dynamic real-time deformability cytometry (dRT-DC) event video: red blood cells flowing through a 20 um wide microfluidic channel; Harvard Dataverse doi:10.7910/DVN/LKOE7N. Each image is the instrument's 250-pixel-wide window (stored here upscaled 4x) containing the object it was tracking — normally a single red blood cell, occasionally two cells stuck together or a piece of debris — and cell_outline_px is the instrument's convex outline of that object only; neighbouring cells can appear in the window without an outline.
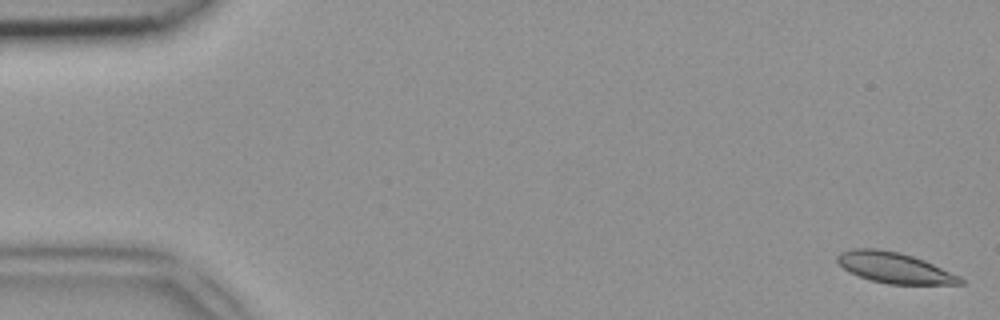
{"species": "common noctule bat (a hibernating species)", "species_latin": "Nyctalus noctula", "temperature_condition": "room temperature", "stored_images_in_passage": 48, "camera_frame_rate_fps": 3000, "um_per_image_px": 0.085, "animal": {"sex": "female", "body_mass_g": 18.4}, "frame": {"image": 1, "passage_image": 1, "time_ms": 0.0, "image_size_px": [1000, 320], "cell_outline_px": [[964, 284], [888, 284], [872, 280], [848, 272], [836, 260], [836, 256], [840, 252], [852, 248], [876, 248], [900, 252], [924, 260], [960, 276], [964, 280]], "centroid_in_image_um": [76.01, 22.75], "position_along_channel_um": 9.0, "area_um2": 21.96}}
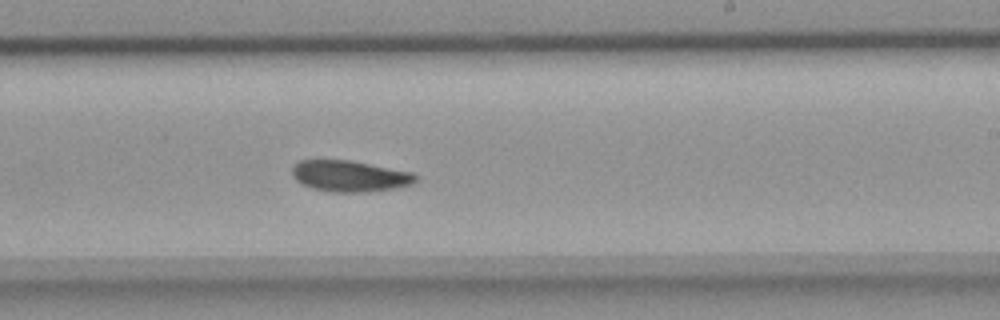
{"frame": {"image": 2, "passage_image": 29, "time_ms": 9.333, "image_size_px": [1000, 320], "cell_outline_px": [[416, 180], [412, 184], [392, 188], [364, 192], [332, 192], [312, 188], [296, 180], [292, 176], [292, 164], [300, 160], [352, 160], [412, 172], [416, 176]], "centroid_in_image_um": [29.69, 14.95], "position_along_channel_um": 259.3, "area_um2": 22.37}}
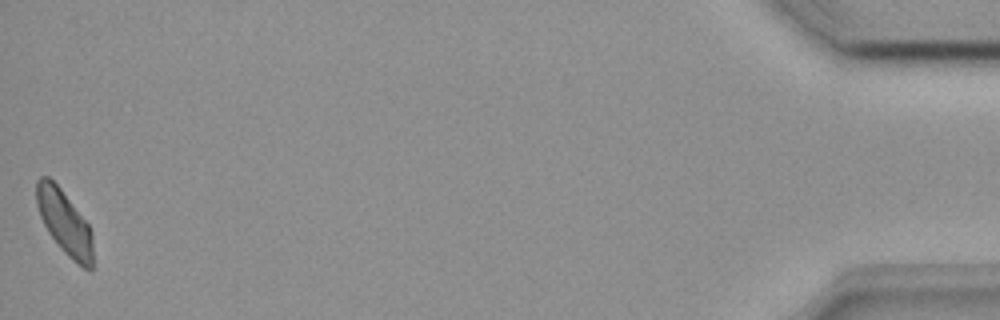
{"frame": {"image": 3, "passage_image": 48, "time_ms": 15.667, "image_size_px": [1000, 320], "cell_outline_px": [[92, 268], [84, 268], [72, 260], [60, 248], [48, 232], [40, 216], [36, 204], [36, 180], [40, 176], [48, 176], [60, 188], [88, 224], [92, 232]], "centroid_in_image_um": [5.46, 18.89], "position_along_channel_um": 429.7, "area_um2": 20.87}}